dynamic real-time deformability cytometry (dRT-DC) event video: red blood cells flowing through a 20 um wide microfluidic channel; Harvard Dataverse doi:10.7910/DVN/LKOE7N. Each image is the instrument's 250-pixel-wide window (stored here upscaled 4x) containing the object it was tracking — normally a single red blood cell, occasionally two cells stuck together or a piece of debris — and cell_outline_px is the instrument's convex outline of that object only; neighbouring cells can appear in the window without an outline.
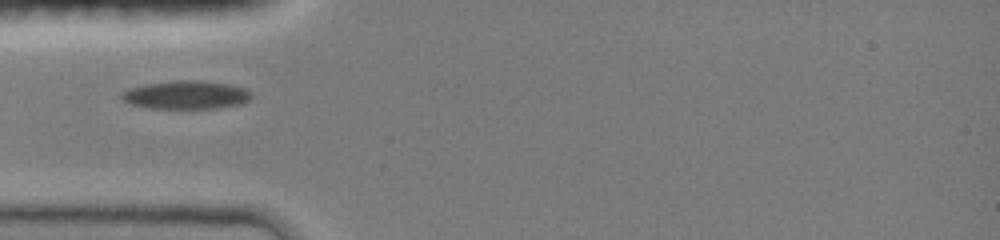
{"species": "common noctule bat (a hibernating species)", "species_latin": "Nyctalus noctula", "temperature_condition": "room temperature", "stored_images_in_passage": 33, "camera_frame_rate_fps": 3000, "um_per_image_px": 0.085, "animal": {"sex": "female", "body_mass_g": 19.0, "forearm_length_mm": 51.5}, "frame": {"image": 1, "passage_image": 1, "time_ms": 0.0, "image_size_px": [1000, 240], "cell_outline_px": [[252, 96], [248, 100], [240, 104], [220, 108], [148, 108], [132, 104], [124, 100], [120, 96], [120, 92], [128, 88], [144, 84], [176, 80], [200, 80], [228, 84], [244, 88], [252, 92]], "centroid_in_image_um": [15.81, 8.06], "position_along_channel_um": 69.2, "area_um2": 21.5}}
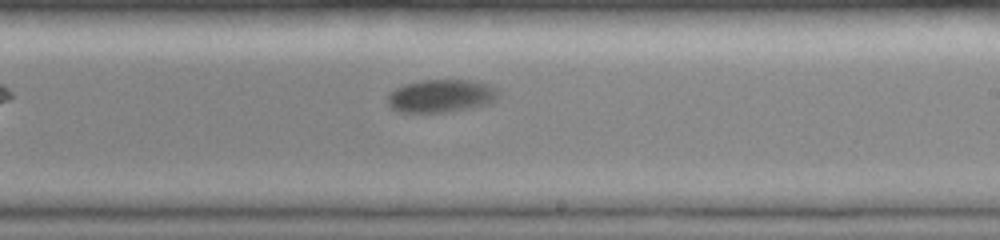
{"frame": {"image": 2, "passage_image": 15, "time_ms": 4.667, "image_size_px": [1000, 240], "cell_outline_px": [[500, 96], [488, 104], [472, 108], [444, 112], [400, 112], [392, 108], [388, 104], [388, 92], [404, 84], [420, 80], [472, 80], [488, 84], [496, 88]], "centroid_in_image_um": [37.49, 8.15], "position_along_channel_um": 251.5, "area_um2": 21.39}}
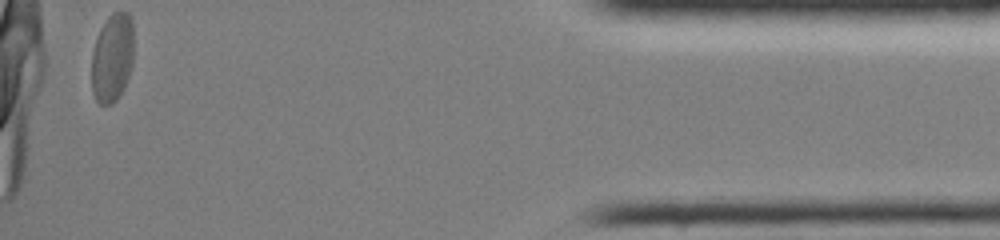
{"frame": {"image": 3, "passage_image": 33, "time_ms": 10.667, "image_size_px": [1000, 240], "cell_outline_px": [[132, 64], [124, 88], [116, 100], [112, 104], [100, 104], [96, 100], [92, 92], [92, 52], [100, 28], [108, 16], [112, 12], [128, 12], [132, 20]], "centroid_in_image_um": [9.53, 4.9], "position_along_channel_um": 425.7, "area_um2": 21.68}}